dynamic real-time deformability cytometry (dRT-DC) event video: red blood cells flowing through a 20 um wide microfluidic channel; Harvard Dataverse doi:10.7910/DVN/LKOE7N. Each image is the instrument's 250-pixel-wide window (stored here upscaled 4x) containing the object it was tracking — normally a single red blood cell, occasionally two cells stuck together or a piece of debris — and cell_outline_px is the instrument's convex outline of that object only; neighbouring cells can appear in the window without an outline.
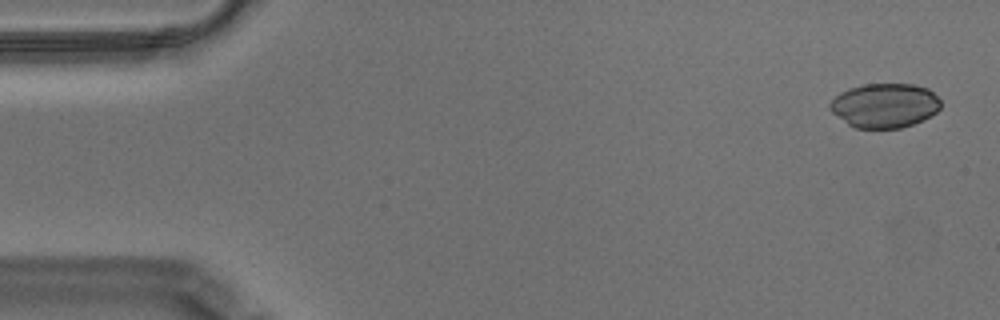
{"species": "Egyptian fruit bat (a non-hibernating species)", "species_latin": "Rousettus aegyptiacus", "temperature_condition": "warm", "stored_images_in_passage": 56, "camera_frame_rate_fps": 3000, "um_per_image_px": 0.085, "animal": {"sex": "male"}, "frame": {"image": 1, "passage_image": 2, "time_ms": 0.333, "image_size_px": [1000, 320], "cell_outline_px": [[940, 108], [936, 112], [912, 124], [900, 128], [856, 128], [848, 124], [832, 112], [828, 108], [828, 104], [840, 92], [848, 88], [864, 84], [912, 84], [928, 88], [940, 100]], "centroid_in_image_um": [75.17, 8.95], "position_along_channel_um": 9.8, "area_um2": 28.5}}
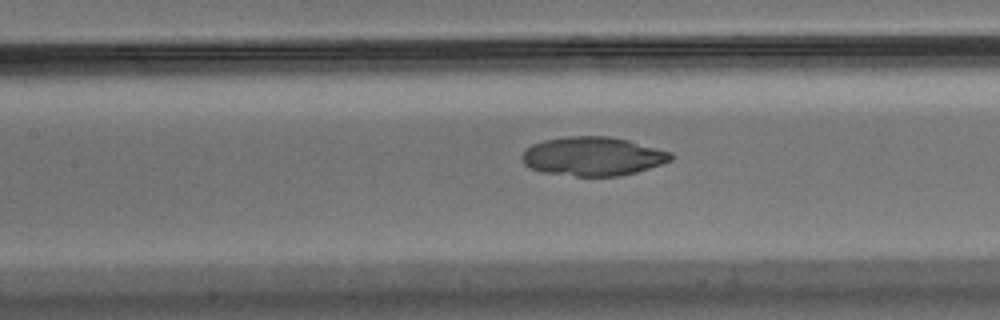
{"frame": {"image": 2, "passage_image": 25, "time_ms": 8.0, "image_size_px": [1000, 320], "cell_outline_px": [[672, 160], [636, 172], [620, 176], [576, 176], [544, 172], [532, 168], [524, 164], [520, 156], [524, 148], [532, 144], [544, 140], [568, 136], [608, 136], [628, 140], [672, 152]], "centroid_in_image_um": [50.36, 13.28], "position_along_channel_um": 157.0, "area_um2": 33.7}}
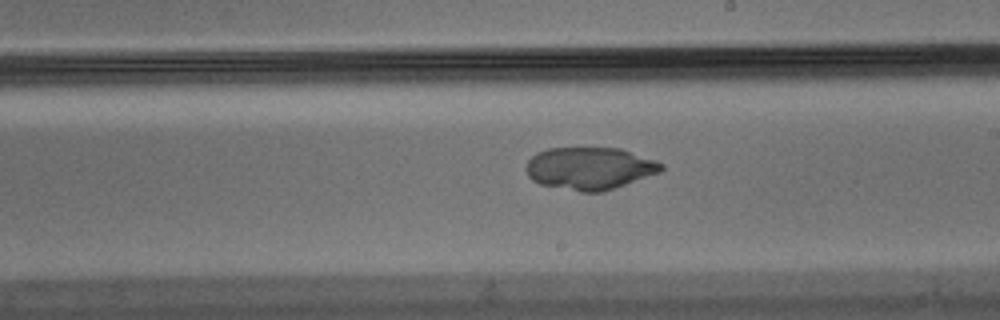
{"frame": {"image": 3, "passage_image": 32, "time_ms": 10.333, "image_size_px": [1000, 320], "cell_outline_px": [[664, 168], [660, 172], [604, 192], [580, 192], [540, 184], [532, 180], [528, 176], [528, 160], [536, 152], [548, 148], [620, 148], [664, 164]], "centroid_in_image_um": [50.12, 14.31], "position_along_channel_um": 238.9, "area_um2": 33.23}}